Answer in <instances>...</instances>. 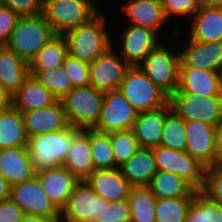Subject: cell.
<instances>
[{
  "mask_svg": "<svg viewBox=\"0 0 222 222\" xmlns=\"http://www.w3.org/2000/svg\"><path fill=\"white\" fill-rule=\"evenodd\" d=\"M193 197L159 198L156 203V222H185Z\"/></svg>",
  "mask_w": 222,
  "mask_h": 222,
  "instance_id": "36",
  "label": "cell"
},
{
  "mask_svg": "<svg viewBox=\"0 0 222 222\" xmlns=\"http://www.w3.org/2000/svg\"><path fill=\"white\" fill-rule=\"evenodd\" d=\"M178 43L180 67H193L219 72L222 68V42H198L191 39ZM182 45V46H181ZM181 46V47H180Z\"/></svg>",
  "mask_w": 222,
  "mask_h": 222,
  "instance_id": "15",
  "label": "cell"
},
{
  "mask_svg": "<svg viewBox=\"0 0 222 222\" xmlns=\"http://www.w3.org/2000/svg\"><path fill=\"white\" fill-rule=\"evenodd\" d=\"M158 171L172 172L183 178L195 191L204 185L206 167L186 151L163 146L151 148Z\"/></svg>",
  "mask_w": 222,
  "mask_h": 222,
  "instance_id": "9",
  "label": "cell"
},
{
  "mask_svg": "<svg viewBox=\"0 0 222 222\" xmlns=\"http://www.w3.org/2000/svg\"><path fill=\"white\" fill-rule=\"evenodd\" d=\"M188 21L190 29L186 27L185 30L188 29L189 33L181 38L198 42H222V8L202 3Z\"/></svg>",
  "mask_w": 222,
  "mask_h": 222,
  "instance_id": "18",
  "label": "cell"
},
{
  "mask_svg": "<svg viewBox=\"0 0 222 222\" xmlns=\"http://www.w3.org/2000/svg\"><path fill=\"white\" fill-rule=\"evenodd\" d=\"M147 188L157 199L193 197L197 192L183 178L166 171H157Z\"/></svg>",
  "mask_w": 222,
  "mask_h": 222,
  "instance_id": "30",
  "label": "cell"
},
{
  "mask_svg": "<svg viewBox=\"0 0 222 222\" xmlns=\"http://www.w3.org/2000/svg\"><path fill=\"white\" fill-rule=\"evenodd\" d=\"M28 136L22 113L13 106L0 113V150L27 146Z\"/></svg>",
  "mask_w": 222,
  "mask_h": 222,
  "instance_id": "29",
  "label": "cell"
},
{
  "mask_svg": "<svg viewBox=\"0 0 222 222\" xmlns=\"http://www.w3.org/2000/svg\"><path fill=\"white\" fill-rule=\"evenodd\" d=\"M21 113L27 136L63 130L70 126L61 100L41 109Z\"/></svg>",
  "mask_w": 222,
  "mask_h": 222,
  "instance_id": "20",
  "label": "cell"
},
{
  "mask_svg": "<svg viewBox=\"0 0 222 222\" xmlns=\"http://www.w3.org/2000/svg\"><path fill=\"white\" fill-rule=\"evenodd\" d=\"M0 174L11 186L36 175L27 146L0 150Z\"/></svg>",
  "mask_w": 222,
  "mask_h": 222,
  "instance_id": "23",
  "label": "cell"
},
{
  "mask_svg": "<svg viewBox=\"0 0 222 222\" xmlns=\"http://www.w3.org/2000/svg\"><path fill=\"white\" fill-rule=\"evenodd\" d=\"M13 107L20 112L41 109L53 105L58 99L34 76L29 75L12 96Z\"/></svg>",
  "mask_w": 222,
  "mask_h": 222,
  "instance_id": "26",
  "label": "cell"
},
{
  "mask_svg": "<svg viewBox=\"0 0 222 222\" xmlns=\"http://www.w3.org/2000/svg\"><path fill=\"white\" fill-rule=\"evenodd\" d=\"M186 152L206 168L217 165L215 126L200 121L185 122Z\"/></svg>",
  "mask_w": 222,
  "mask_h": 222,
  "instance_id": "16",
  "label": "cell"
},
{
  "mask_svg": "<svg viewBox=\"0 0 222 222\" xmlns=\"http://www.w3.org/2000/svg\"><path fill=\"white\" fill-rule=\"evenodd\" d=\"M110 140L118 168L141 148L132 129L110 133Z\"/></svg>",
  "mask_w": 222,
  "mask_h": 222,
  "instance_id": "38",
  "label": "cell"
},
{
  "mask_svg": "<svg viewBox=\"0 0 222 222\" xmlns=\"http://www.w3.org/2000/svg\"><path fill=\"white\" fill-rule=\"evenodd\" d=\"M28 76L29 63L5 45H0V85L13 96Z\"/></svg>",
  "mask_w": 222,
  "mask_h": 222,
  "instance_id": "25",
  "label": "cell"
},
{
  "mask_svg": "<svg viewBox=\"0 0 222 222\" xmlns=\"http://www.w3.org/2000/svg\"><path fill=\"white\" fill-rule=\"evenodd\" d=\"M55 36L52 27L41 13L20 17L9 40L4 45L29 63L37 52Z\"/></svg>",
  "mask_w": 222,
  "mask_h": 222,
  "instance_id": "4",
  "label": "cell"
},
{
  "mask_svg": "<svg viewBox=\"0 0 222 222\" xmlns=\"http://www.w3.org/2000/svg\"><path fill=\"white\" fill-rule=\"evenodd\" d=\"M120 9L125 13L124 17H128V24L151 29L159 36L165 34L167 22L171 24L164 14L161 0H128Z\"/></svg>",
  "mask_w": 222,
  "mask_h": 222,
  "instance_id": "17",
  "label": "cell"
},
{
  "mask_svg": "<svg viewBox=\"0 0 222 222\" xmlns=\"http://www.w3.org/2000/svg\"><path fill=\"white\" fill-rule=\"evenodd\" d=\"M62 66L73 87L89 85L90 63L78 60L68 54Z\"/></svg>",
  "mask_w": 222,
  "mask_h": 222,
  "instance_id": "41",
  "label": "cell"
},
{
  "mask_svg": "<svg viewBox=\"0 0 222 222\" xmlns=\"http://www.w3.org/2000/svg\"><path fill=\"white\" fill-rule=\"evenodd\" d=\"M169 102L158 109L138 113L133 132L141 148L159 146L166 116L171 112Z\"/></svg>",
  "mask_w": 222,
  "mask_h": 222,
  "instance_id": "22",
  "label": "cell"
},
{
  "mask_svg": "<svg viewBox=\"0 0 222 222\" xmlns=\"http://www.w3.org/2000/svg\"><path fill=\"white\" fill-rule=\"evenodd\" d=\"M24 214L11 198L0 201V222H21Z\"/></svg>",
  "mask_w": 222,
  "mask_h": 222,
  "instance_id": "45",
  "label": "cell"
},
{
  "mask_svg": "<svg viewBox=\"0 0 222 222\" xmlns=\"http://www.w3.org/2000/svg\"><path fill=\"white\" fill-rule=\"evenodd\" d=\"M137 116L138 112L120 89L106 91L99 119L92 129L107 134L130 130Z\"/></svg>",
  "mask_w": 222,
  "mask_h": 222,
  "instance_id": "11",
  "label": "cell"
},
{
  "mask_svg": "<svg viewBox=\"0 0 222 222\" xmlns=\"http://www.w3.org/2000/svg\"><path fill=\"white\" fill-rule=\"evenodd\" d=\"M63 166L79 180H85L94 171L90 148V129H84L75 139Z\"/></svg>",
  "mask_w": 222,
  "mask_h": 222,
  "instance_id": "28",
  "label": "cell"
},
{
  "mask_svg": "<svg viewBox=\"0 0 222 222\" xmlns=\"http://www.w3.org/2000/svg\"><path fill=\"white\" fill-rule=\"evenodd\" d=\"M121 31V34L116 36V43L112 41V47L119 51V55L131 66H138L150 51L162 42V38H165L151 29L132 24L123 26Z\"/></svg>",
  "mask_w": 222,
  "mask_h": 222,
  "instance_id": "12",
  "label": "cell"
},
{
  "mask_svg": "<svg viewBox=\"0 0 222 222\" xmlns=\"http://www.w3.org/2000/svg\"><path fill=\"white\" fill-rule=\"evenodd\" d=\"M185 222H222V206L197 191L193 196Z\"/></svg>",
  "mask_w": 222,
  "mask_h": 222,
  "instance_id": "35",
  "label": "cell"
},
{
  "mask_svg": "<svg viewBox=\"0 0 222 222\" xmlns=\"http://www.w3.org/2000/svg\"><path fill=\"white\" fill-rule=\"evenodd\" d=\"M220 91L222 94V68L219 70Z\"/></svg>",
  "mask_w": 222,
  "mask_h": 222,
  "instance_id": "51",
  "label": "cell"
},
{
  "mask_svg": "<svg viewBox=\"0 0 222 222\" xmlns=\"http://www.w3.org/2000/svg\"><path fill=\"white\" fill-rule=\"evenodd\" d=\"M131 65L110 47L90 63L89 86L102 92L119 89Z\"/></svg>",
  "mask_w": 222,
  "mask_h": 222,
  "instance_id": "13",
  "label": "cell"
},
{
  "mask_svg": "<svg viewBox=\"0 0 222 222\" xmlns=\"http://www.w3.org/2000/svg\"><path fill=\"white\" fill-rule=\"evenodd\" d=\"M164 41L166 39L152 49L138 66L150 80L170 96L179 86L180 54L177 45L176 49L170 45L174 42H169L170 39Z\"/></svg>",
  "mask_w": 222,
  "mask_h": 222,
  "instance_id": "3",
  "label": "cell"
},
{
  "mask_svg": "<svg viewBox=\"0 0 222 222\" xmlns=\"http://www.w3.org/2000/svg\"><path fill=\"white\" fill-rule=\"evenodd\" d=\"M10 195H11V185L0 174V201L10 198Z\"/></svg>",
  "mask_w": 222,
  "mask_h": 222,
  "instance_id": "48",
  "label": "cell"
},
{
  "mask_svg": "<svg viewBox=\"0 0 222 222\" xmlns=\"http://www.w3.org/2000/svg\"><path fill=\"white\" fill-rule=\"evenodd\" d=\"M164 14L168 20L183 18L189 20L202 4V0H161Z\"/></svg>",
  "mask_w": 222,
  "mask_h": 222,
  "instance_id": "39",
  "label": "cell"
},
{
  "mask_svg": "<svg viewBox=\"0 0 222 222\" xmlns=\"http://www.w3.org/2000/svg\"><path fill=\"white\" fill-rule=\"evenodd\" d=\"M103 212L104 199L86 180H80L60 211V222H97Z\"/></svg>",
  "mask_w": 222,
  "mask_h": 222,
  "instance_id": "10",
  "label": "cell"
},
{
  "mask_svg": "<svg viewBox=\"0 0 222 222\" xmlns=\"http://www.w3.org/2000/svg\"><path fill=\"white\" fill-rule=\"evenodd\" d=\"M185 132V121L171 111L165 118L159 145L173 150L186 151Z\"/></svg>",
  "mask_w": 222,
  "mask_h": 222,
  "instance_id": "37",
  "label": "cell"
},
{
  "mask_svg": "<svg viewBox=\"0 0 222 222\" xmlns=\"http://www.w3.org/2000/svg\"><path fill=\"white\" fill-rule=\"evenodd\" d=\"M177 91H186L203 97L222 95L219 72L193 67H180Z\"/></svg>",
  "mask_w": 222,
  "mask_h": 222,
  "instance_id": "24",
  "label": "cell"
},
{
  "mask_svg": "<svg viewBox=\"0 0 222 222\" xmlns=\"http://www.w3.org/2000/svg\"><path fill=\"white\" fill-rule=\"evenodd\" d=\"M131 187H147L158 171L152 149L140 148L120 167Z\"/></svg>",
  "mask_w": 222,
  "mask_h": 222,
  "instance_id": "27",
  "label": "cell"
},
{
  "mask_svg": "<svg viewBox=\"0 0 222 222\" xmlns=\"http://www.w3.org/2000/svg\"><path fill=\"white\" fill-rule=\"evenodd\" d=\"M97 222H130L128 199L111 203L104 199V212Z\"/></svg>",
  "mask_w": 222,
  "mask_h": 222,
  "instance_id": "42",
  "label": "cell"
},
{
  "mask_svg": "<svg viewBox=\"0 0 222 222\" xmlns=\"http://www.w3.org/2000/svg\"><path fill=\"white\" fill-rule=\"evenodd\" d=\"M200 192L222 206V164L206 168L204 185Z\"/></svg>",
  "mask_w": 222,
  "mask_h": 222,
  "instance_id": "40",
  "label": "cell"
},
{
  "mask_svg": "<svg viewBox=\"0 0 222 222\" xmlns=\"http://www.w3.org/2000/svg\"><path fill=\"white\" fill-rule=\"evenodd\" d=\"M202 3L211 7L222 8V0H203Z\"/></svg>",
  "mask_w": 222,
  "mask_h": 222,
  "instance_id": "50",
  "label": "cell"
},
{
  "mask_svg": "<svg viewBox=\"0 0 222 222\" xmlns=\"http://www.w3.org/2000/svg\"><path fill=\"white\" fill-rule=\"evenodd\" d=\"M10 198L26 213L60 221V211L44 192L37 175L11 186Z\"/></svg>",
  "mask_w": 222,
  "mask_h": 222,
  "instance_id": "14",
  "label": "cell"
},
{
  "mask_svg": "<svg viewBox=\"0 0 222 222\" xmlns=\"http://www.w3.org/2000/svg\"><path fill=\"white\" fill-rule=\"evenodd\" d=\"M29 75L34 76L58 100H61L74 88L63 66L49 70H29Z\"/></svg>",
  "mask_w": 222,
  "mask_h": 222,
  "instance_id": "34",
  "label": "cell"
},
{
  "mask_svg": "<svg viewBox=\"0 0 222 222\" xmlns=\"http://www.w3.org/2000/svg\"><path fill=\"white\" fill-rule=\"evenodd\" d=\"M20 16L11 8L0 4V45H4L15 28Z\"/></svg>",
  "mask_w": 222,
  "mask_h": 222,
  "instance_id": "44",
  "label": "cell"
},
{
  "mask_svg": "<svg viewBox=\"0 0 222 222\" xmlns=\"http://www.w3.org/2000/svg\"><path fill=\"white\" fill-rule=\"evenodd\" d=\"M105 10L102 9L88 22L71 29L63 36L67 42L68 54L78 60L92 63L112 46L114 39L108 28Z\"/></svg>",
  "mask_w": 222,
  "mask_h": 222,
  "instance_id": "1",
  "label": "cell"
},
{
  "mask_svg": "<svg viewBox=\"0 0 222 222\" xmlns=\"http://www.w3.org/2000/svg\"><path fill=\"white\" fill-rule=\"evenodd\" d=\"M21 222H60V221H55L41 216H35L25 213Z\"/></svg>",
  "mask_w": 222,
  "mask_h": 222,
  "instance_id": "49",
  "label": "cell"
},
{
  "mask_svg": "<svg viewBox=\"0 0 222 222\" xmlns=\"http://www.w3.org/2000/svg\"><path fill=\"white\" fill-rule=\"evenodd\" d=\"M172 112L185 122L200 121L216 126L222 118V95L198 96L186 91H176L169 96Z\"/></svg>",
  "mask_w": 222,
  "mask_h": 222,
  "instance_id": "8",
  "label": "cell"
},
{
  "mask_svg": "<svg viewBox=\"0 0 222 222\" xmlns=\"http://www.w3.org/2000/svg\"><path fill=\"white\" fill-rule=\"evenodd\" d=\"M67 55L68 47L64 36L56 35L29 62V70H49L62 66Z\"/></svg>",
  "mask_w": 222,
  "mask_h": 222,
  "instance_id": "31",
  "label": "cell"
},
{
  "mask_svg": "<svg viewBox=\"0 0 222 222\" xmlns=\"http://www.w3.org/2000/svg\"><path fill=\"white\" fill-rule=\"evenodd\" d=\"M44 0H0V4L11 8L20 17L35 16L43 12Z\"/></svg>",
  "mask_w": 222,
  "mask_h": 222,
  "instance_id": "43",
  "label": "cell"
},
{
  "mask_svg": "<svg viewBox=\"0 0 222 222\" xmlns=\"http://www.w3.org/2000/svg\"><path fill=\"white\" fill-rule=\"evenodd\" d=\"M215 150L217 155V165L222 164V118L215 126Z\"/></svg>",
  "mask_w": 222,
  "mask_h": 222,
  "instance_id": "46",
  "label": "cell"
},
{
  "mask_svg": "<svg viewBox=\"0 0 222 222\" xmlns=\"http://www.w3.org/2000/svg\"><path fill=\"white\" fill-rule=\"evenodd\" d=\"M83 129L69 126L54 132L28 136L27 149L35 172L63 166L75 139Z\"/></svg>",
  "mask_w": 222,
  "mask_h": 222,
  "instance_id": "2",
  "label": "cell"
},
{
  "mask_svg": "<svg viewBox=\"0 0 222 222\" xmlns=\"http://www.w3.org/2000/svg\"><path fill=\"white\" fill-rule=\"evenodd\" d=\"M36 175L44 192L59 211L66 205L71 192L80 181L64 166L43 170Z\"/></svg>",
  "mask_w": 222,
  "mask_h": 222,
  "instance_id": "19",
  "label": "cell"
},
{
  "mask_svg": "<svg viewBox=\"0 0 222 222\" xmlns=\"http://www.w3.org/2000/svg\"><path fill=\"white\" fill-rule=\"evenodd\" d=\"M92 189L108 202L128 199L131 185L120 168L94 170L86 179Z\"/></svg>",
  "mask_w": 222,
  "mask_h": 222,
  "instance_id": "21",
  "label": "cell"
},
{
  "mask_svg": "<svg viewBox=\"0 0 222 222\" xmlns=\"http://www.w3.org/2000/svg\"><path fill=\"white\" fill-rule=\"evenodd\" d=\"M97 0H44L43 16L56 35L88 22L100 11Z\"/></svg>",
  "mask_w": 222,
  "mask_h": 222,
  "instance_id": "5",
  "label": "cell"
},
{
  "mask_svg": "<svg viewBox=\"0 0 222 222\" xmlns=\"http://www.w3.org/2000/svg\"><path fill=\"white\" fill-rule=\"evenodd\" d=\"M128 201L130 222H156L157 198L147 187H131Z\"/></svg>",
  "mask_w": 222,
  "mask_h": 222,
  "instance_id": "32",
  "label": "cell"
},
{
  "mask_svg": "<svg viewBox=\"0 0 222 222\" xmlns=\"http://www.w3.org/2000/svg\"><path fill=\"white\" fill-rule=\"evenodd\" d=\"M119 89L138 113L161 108L169 102V96L139 66H131Z\"/></svg>",
  "mask_w": 222,
  "mask_h": 222,
  "instance_id": "7",
  "label": "cell"
},
{
  "mask_svg": "<svg viewBox=\"0 0 222 222\" xmlns=\"http://www.w3.org/2000/svg\"><path fill=\"white\" fill-rule=\"evenodd\" d=\"M61 102L70 126L83 130L92 129L100 116L104 92L89 85L74 87Z\"/></svg>",
  "mask_w": 222,
  "mask_h": 222,
  "instance_id": "6",
  "label": "cell"
},
{
  "mask_svg": "<svg viewBox=\"0 0 222 222\" xmlns=\"http://www.w3.org/2000/svg\"><path fill=\"white\" fill-rule=\"evenodd\" d=\"M12 106L13 99L11 94L0 85V113L8 111Z\"/></svg>",
  "mask_w": 222,
  "mask_h": 222,
  "instance_id": "47",
  "label": "cell"
},
{
  "mask_svg": "<svg viewBox=\"0 0 222 222\" xmlns=\"http://www.w3.org/2000/svg\"><path fill=\"white\" fill-rule=\"evenodd\" d=\"M90 148L94 170L118 168L113 156L110 134L90 129Z\"/></svg>",
  "mask_w": 222,
  "mask_h": 222,
  "instance_id": "33",
  "label": "cell"
}]
</instances>
